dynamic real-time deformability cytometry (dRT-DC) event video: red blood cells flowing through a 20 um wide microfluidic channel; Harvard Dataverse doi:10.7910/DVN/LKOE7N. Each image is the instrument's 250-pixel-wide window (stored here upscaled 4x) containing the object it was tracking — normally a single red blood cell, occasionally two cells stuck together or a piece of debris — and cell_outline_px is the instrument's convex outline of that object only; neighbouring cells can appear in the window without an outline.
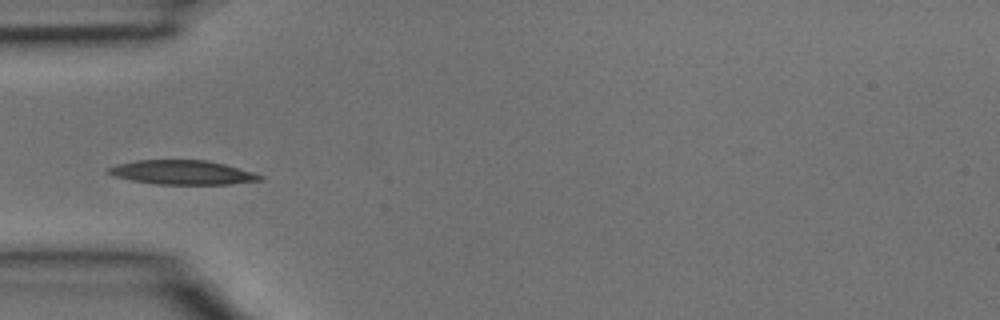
{"species": "common noctule bat (a hibernating species)", "species_latin": "Nyctalus noctula", "temperature_condition": "room temperature", "stored_images_in_passage": 33, "camera_frame_rate_fps": 3000, "um_per_image_px": 0.085, "animal": {"sex": "male", "body_mass_g": 15.6}, "frame": {"image": 1, "passage_image": 6, "time_ms": 1.667, "image_size_px": [1000, 320], "cell_outline_px": [[264, 180], [228, 184], [156, 184], [132, 180], [112, 176], [104, 172], [108, 168], [116, 164], [136, 160], [208, 160], [224, 164], [252, 172], [264, 176]], "centroid_in_image_um": [15.46, 14.65], "position_along_channel_um": 69.5, "area_um2": 21.44}}
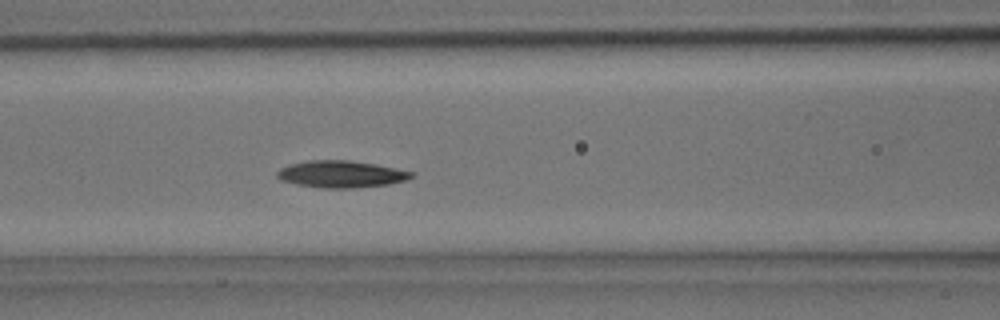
{"frame": {"image": 2, "passage_image": 10, "time_ms": 3.0, "image_size_px": [1000, 320], "cell_outline_px": [[416, 176], [408, 180], [388, 184], [352, 188], [324, 188], [296, 184], [280, 180], [276, 176], [276, 172], [280, 168], [288, 164], [308, 160], [348, 160], [372, 164], [416, 172]], "centroid_in_image_um": [28.99, 14.8], "position_along_channel_um": 137.6, "area_um2": 21.15}}